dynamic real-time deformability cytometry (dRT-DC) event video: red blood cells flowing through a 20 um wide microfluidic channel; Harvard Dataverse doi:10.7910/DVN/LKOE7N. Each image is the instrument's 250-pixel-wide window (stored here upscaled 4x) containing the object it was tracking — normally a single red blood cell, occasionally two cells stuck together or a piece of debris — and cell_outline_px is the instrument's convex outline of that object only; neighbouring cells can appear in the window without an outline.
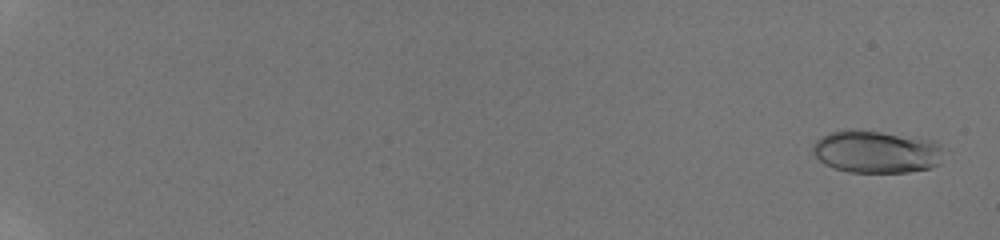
{"species": "human", "species_latin": "Homo sapiens", "temperature_condition": "room temperature", "stored_images_in_passage": 26, "camera_frame_rate_fps": 3000, "um_per_image_px": 0.085, "donor": {"sex": "male"}, "frame": {"image": 1, "passage_image": 2, "time_ms": 0.333, "image_size_px": [1000, 240], "cell_outline_px": [[940, 148], [936, 164], [928, 168], [908, 172], [848, 172], [824, 164], [812, 152], [812, 148], [816, 140], [820, 136], [832, 132], [848, 128], [852, 128], [880, 132], [932, 140]], "centroid_in_image_um": [74.37, 12.88], "position_along_channel_um": 10.6, "area_um2": 31.85}}
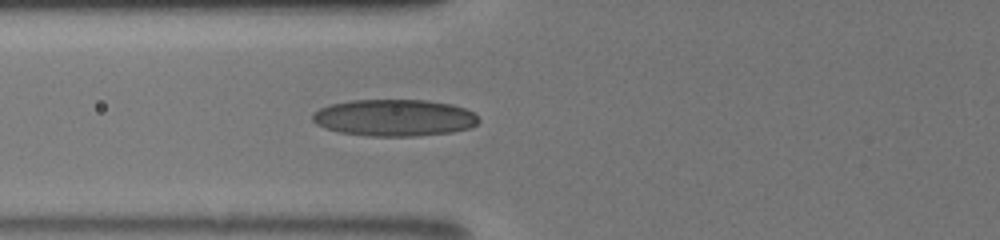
{"frame": {"image": 2, "passage_image": 18, "time_ms": 8.0, "image_size_px": [1000, 240], "cell_outline_px": [[480, 120], [476, 124], [468, 128], [452, 132], [416, 136], [368, 136], [340, 132], [324, 128], [316, 124], [312, 120], [312, 116], [320, 108], [332, 104], [352, 100], [428, 100], [452, 104], [464, 108], [472, 112]], "centroid_in_image_um": [33.52, 10.01], "position_along_channel_um": 92.3, "area_um2": 35.55}}
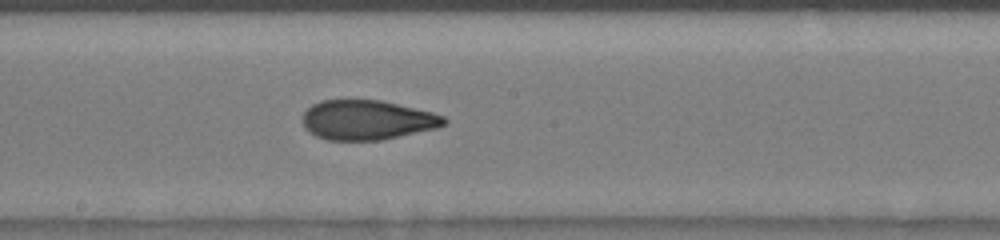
{"frame": {"image": 3, "passage_image": 26, "time_ms": 11.0, "image_size_px": [1000, 240], "cell_outline_px": [[448, 124], [436, 128], [380, 140], [328, 140], [316, 136], [308, 132], [304, 128], [304, 112], [312, 104], [320, 100], [380, 100], [432, 112], [444, 116], [448, 120]], "centroid_in_image_um": [31.21, 10.2], "position_along_channel_um": 217.0, "area_um2": 32.6}}